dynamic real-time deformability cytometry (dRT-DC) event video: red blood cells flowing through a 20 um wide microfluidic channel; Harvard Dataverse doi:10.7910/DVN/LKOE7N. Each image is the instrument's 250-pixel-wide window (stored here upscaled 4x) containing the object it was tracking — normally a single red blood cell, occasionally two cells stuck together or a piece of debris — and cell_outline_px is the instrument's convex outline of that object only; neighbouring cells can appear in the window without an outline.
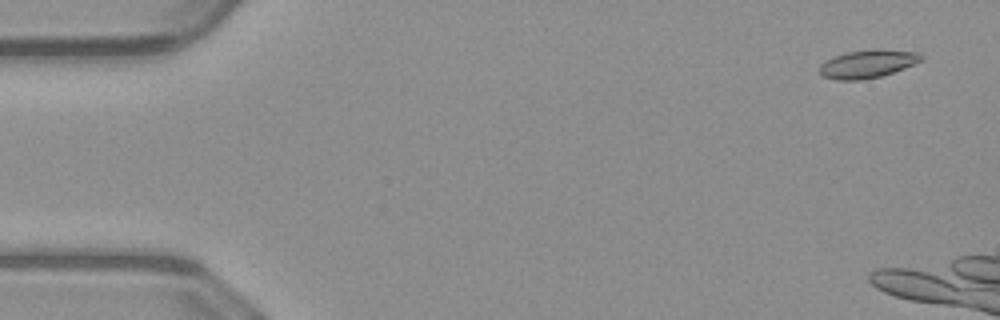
{"species": "common noctule bat (a hibernating species)", "species_latin": "Nyctalus noctula", "temperature_condition": "warm", "stored_images_in_passage": 6, "camera_frame_rate_fps": 3000, "um_per_image_px": 0.085, "animal": {"sex": "male", "body_mass_g": 23.1, "forearm_length_mm": 52.7}, "frame": {"image": 1, "passage_image": 1, "time_ms": 0.0, "image_size_px": [1000, 320], "cell_outline_px": [[924, 60], [904, 68], [880, 76], [860, 80], [836, 80], [824, 76], [820, 72], [820, 64], [836, 56], [848, 52], [920, 52], [924, 56]], "centroid_in_image_um": [73.74, 5.49], "position_along_channel_um": 11.3, "area_um2": 15.55}}